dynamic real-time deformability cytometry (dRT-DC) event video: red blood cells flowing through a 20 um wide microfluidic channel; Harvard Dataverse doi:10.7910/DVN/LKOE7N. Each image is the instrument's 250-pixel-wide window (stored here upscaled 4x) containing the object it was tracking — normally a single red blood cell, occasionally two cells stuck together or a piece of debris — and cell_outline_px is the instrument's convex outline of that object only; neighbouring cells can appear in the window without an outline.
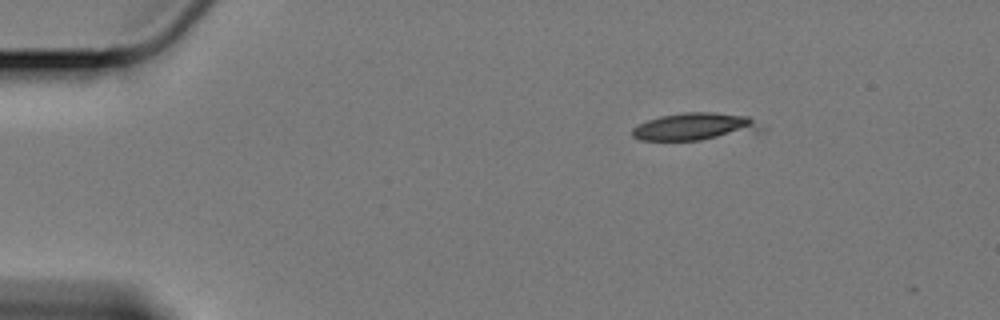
{"species": "Egyptian fruit bat (a non-hibernating species)", "species_latin": "Rousettus aegyptiacus", "temperature_condition": "cold", "stored_images_in_passage": 46, "camera_frame_rate_fps": 3000, "um_per_image_px": 0.085, "animal": {"sex": "female"}, "frame": {"image": 1, "passage_image": 1, "time_ms": 0.0, "image_size_px": [1000, 320], "cell_outline_px": [[764, 128], [700, 140], [640, 140], [632, 136], [632, 128], [648, 120], [660, 116], [684, 112], [712, 112], [748, 116]], "centroid_in_image_um": [58.95, 10.74], "position_along_channel_um": 26.1, "area_um2": 19.88}}
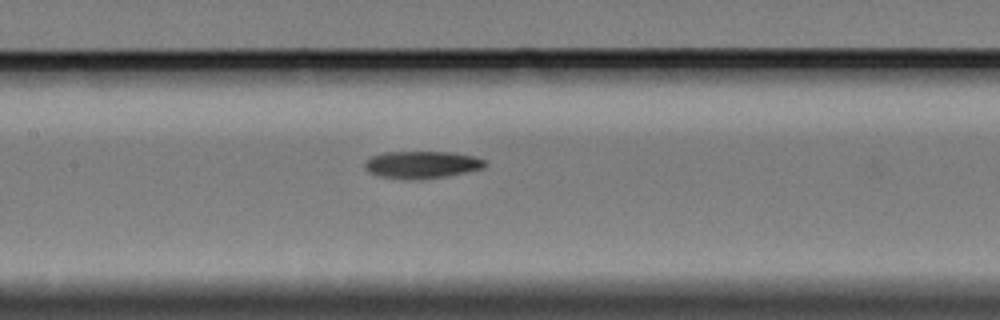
{"frame": {"image": 2, "passage_image": 20, "time_ms": 6.333, "image_size_px": [1000, 320], "cell_outline_px": [[488, 164], [484, 168], [444, 176], [420, 180], [380, 176], [368, 172], [364, 168], [364, 164], [372, 156], [384, 152], [452, 152], [472, 156], [484, 160]], "centroid_in_image_um": [35.85, 13.99], "position_along_channel_um": 171.5, "area_um2": 18.9}}
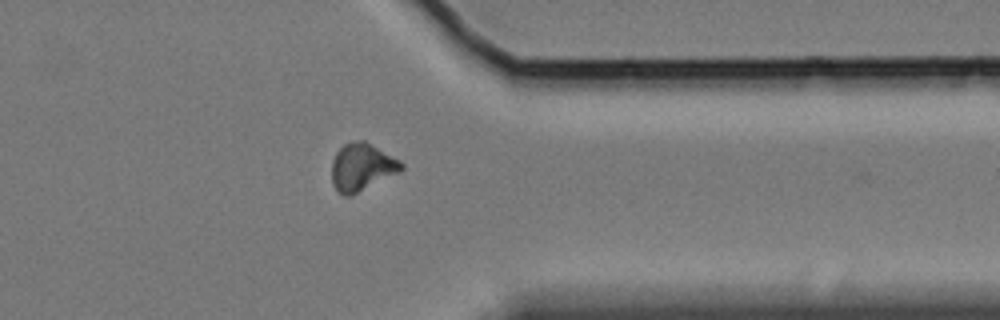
{"frame": {"image": 3, "passage_image": 39, "time_ms": 12.667, "image_size_px": [1000, 320], "cell_outline_px": [[404, 168], [400, 172], [348, 196], [344, 196], [332, 184], [332, 160], [336, 152], [344, 144], [356, 140], [364, 140], [400, 160], [404, 164]], "centroid_in_image_um": [30.76, 14.18], "position_along_channel_um": 380.6, "area_um2": 19.02}, "authors_computed_cell_mechanics": {"area_um2": 18.9295, "velocity_mm_per_s": 3.3864, "shape_relaxation_time_tau1_ms": 5.309, "shape_relaxation_time_tau2_ms": 8.0167, "deformation_change_tau1": 0.1327, "deformation_change_tau2": 0.1374}}